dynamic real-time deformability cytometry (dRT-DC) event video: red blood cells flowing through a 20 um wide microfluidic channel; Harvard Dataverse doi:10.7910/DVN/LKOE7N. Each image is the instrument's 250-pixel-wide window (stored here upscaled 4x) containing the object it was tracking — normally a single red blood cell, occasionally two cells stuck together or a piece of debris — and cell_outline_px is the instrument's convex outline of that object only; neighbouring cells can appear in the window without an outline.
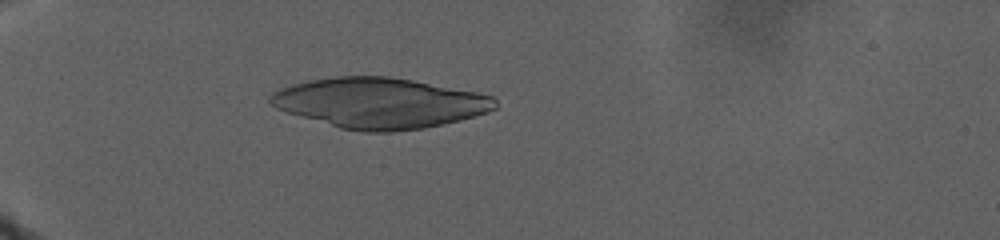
{"species": "human", "species_latin": "Homo sapiens", "temperature_condition": "warm", "stored_images_in_passage": 37, "camera_frame_rate_fps": 3000, "um_per_image_px": 0.085, "donor": {"sex": "male"}, "frame": {"image": 1, "passage_image": 36, "time_ms": 6.333, "image_size_px": [1000, 240], "cell_outline_px": [[496, 108], [488, 112], [476, 116], [444, 124], [424, 128], [392, 132], [364, 132], [340, 128], [300, 116], [276, 108], [268, 100], [268, 96], [272, 92], [280, 88], [292, 84], [308, 80], [336, 76], [388, 76], [412, 80], [476, 92], [492, 96], [496, 100]], "centroid_in_image_um": [32.26, 8.75], "position_along_channel_um": 52.7, "area_um2": 66.01}}